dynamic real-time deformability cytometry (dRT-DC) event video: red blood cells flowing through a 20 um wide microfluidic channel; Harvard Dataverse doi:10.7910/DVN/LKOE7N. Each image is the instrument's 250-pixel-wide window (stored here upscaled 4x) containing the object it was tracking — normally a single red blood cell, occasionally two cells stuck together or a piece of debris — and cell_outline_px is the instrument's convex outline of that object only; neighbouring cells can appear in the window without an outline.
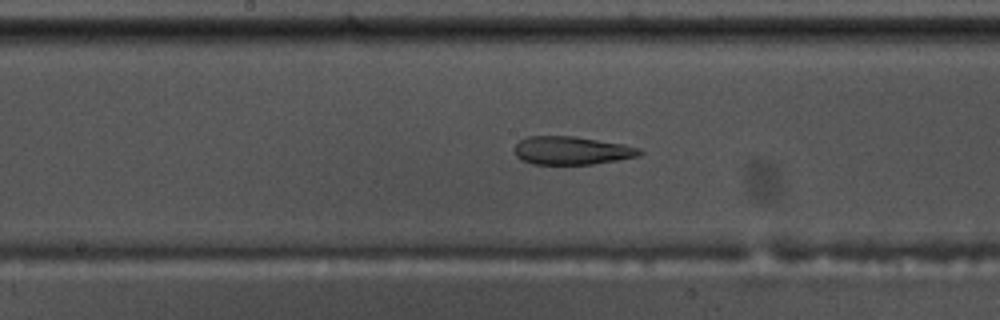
{"species": "common noctule bat (a hibernating species)", "species_latin": "Nyctalus noctula", "temperature_condition": "warm", "stored_images_in_passage": 58, "camera_frame_rate_fps": 3000, "um_per_image_px": 0.085, "animal": {"sex": "male", "body_mass_g": 17.5, "forearm_length_mm": 52.3}, "frame": {"image": 1, "passage_image": 30, "time_ms": 9.667, "image_size_px": [1000, 320], "cell_outline_px": [[644, 152], [640, 156], [592, 164], [532, 164], [520, 160], [516, 156], [516, 144], [520, 140], [528, 136], [576, 136], [624, 144], [640, 148]], "centroid_in_image_um": [48.62, 12.79], "position_along_channel_um": 199.6, "area_um2": 20.63}}
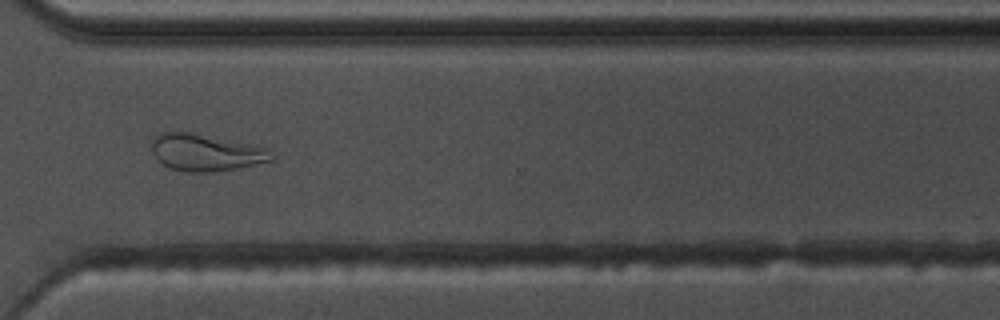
{"frame": {"image": 2, "passage_image": 43, "time_ms": 14.0, "image_size_px": [1000, 320], "cell_outline_px": [[272, 160], [236, 168], [212, 172], [184, 172], [172, 168], [164, 164], [152, 152], [152, 140], [160, 132], [188, 132], [248, 144], [264, 148]], "centroid_in_image_um": [17.39, 12.97], "position_along_channel_um": 353.2, "area_um2": 24.8}}
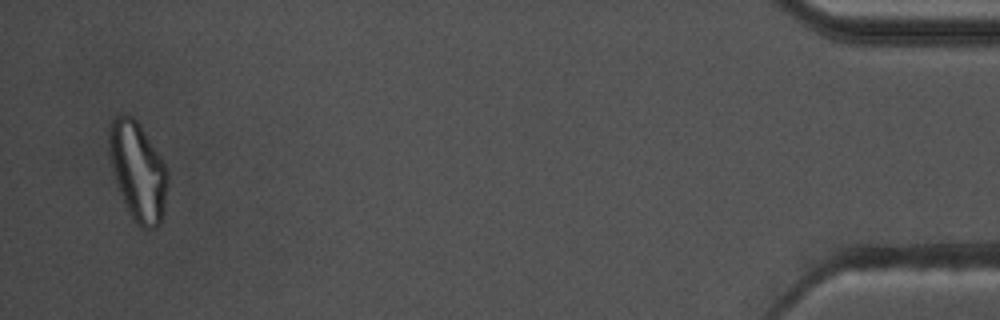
{"frame": {"image": 3, "passage_image": 56, "time_ms": 18.333, "image_size_px": [1000, 320], "cell_outline_px": [[168, 184], [160, 224], [156, 228], [140, 228], [136, 224], [120, 192], [108, 156], [108, 124], [116, 116], [124, 112], [132, 116], [140, 124], [160, 156], [168, 172]], "centroid_in_image_um": [11.69, 14.49], "position_along_channel_um": 423.5, "area_um2": 33.58}, "authors_computed_cell_mechanics": {"area_um2": 25.2875, "velocity_mm_per_s": 3.5417, "shape_relaxation_time_tau1_ms": null, "shape_relaxation_time_tau2_ms": 2.7224, "deformation_change_tau1": null, "deformation_change_tau2": 0.1143}}